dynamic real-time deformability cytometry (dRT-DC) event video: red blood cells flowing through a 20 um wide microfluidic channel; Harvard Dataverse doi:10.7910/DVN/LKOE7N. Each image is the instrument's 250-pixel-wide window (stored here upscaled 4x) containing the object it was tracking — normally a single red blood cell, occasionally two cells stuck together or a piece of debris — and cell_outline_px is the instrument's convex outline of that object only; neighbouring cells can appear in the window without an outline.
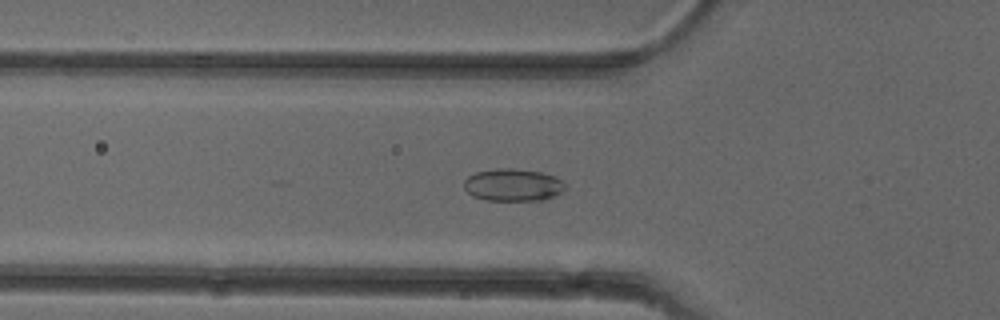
{"species": "common noctule bat (a hibernating species)", "species_latin": "Nyctalus noctula", "temperature_condition": "cold", "stored_images_in_passage": 29, "camera_frame_rate_fps": 3000, "um_per_image_px": 0.085, "animal": {"sex": "female"}, "frame": {"image": 1, "passage_image": 17, "time_ms": 5.333, "image_size_px": [1000, 320], "cell_outline_px": [[564, 188], [556, 196], [548, 200], [484, 200], [472, 196], [464, 188], [464, 180], [468, 176], [476, 172], [496, 168], [512, 168], [540, 172], [556, 176], [564, 184]], "centroid_in_image_um": [43.59, 15.72], "position_along_channel_um": 82.2, "area_um2": 19.19}}